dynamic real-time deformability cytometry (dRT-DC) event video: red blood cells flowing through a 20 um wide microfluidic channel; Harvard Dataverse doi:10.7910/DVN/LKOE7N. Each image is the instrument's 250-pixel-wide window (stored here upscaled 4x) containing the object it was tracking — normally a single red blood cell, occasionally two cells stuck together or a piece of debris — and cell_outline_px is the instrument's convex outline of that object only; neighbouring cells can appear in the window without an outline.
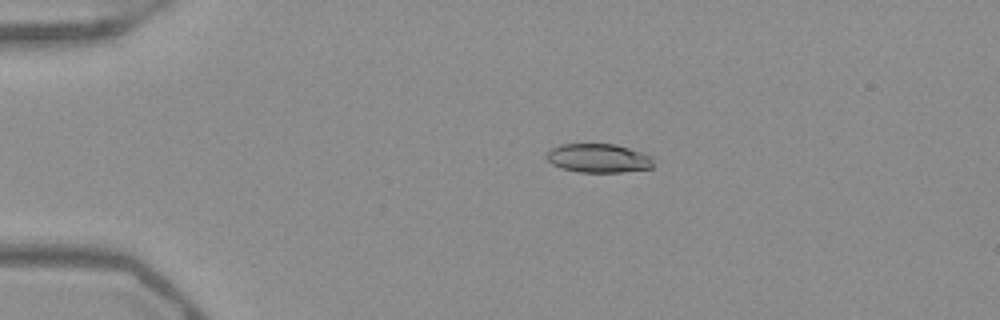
{"species": "Egyptian fruit bat (a non-hibernating species)", "species_latin": "Rousettus aegyptiacus", "temperature_condition": "warm", "stored_images_in_passage": 43, "camera_frame_rate_fps": 3000, "um_per_image_px": 0.085, "frame": {"image": 1, "passage_image": 2, "time_ms": 0.333, "image_size_px": [1000, 320], "cell_outline_px": [[652, 168], [620, 172], [580, 172], [560, 168], [552, 164], [548, 160], [548, 152], [552, 148], [560, 144], [616, 144], [652, 156]], "centroid_in_image_um": [50.87, 13.44], "position_along_channel_um": 34.1, "area_um2": 17.8}}
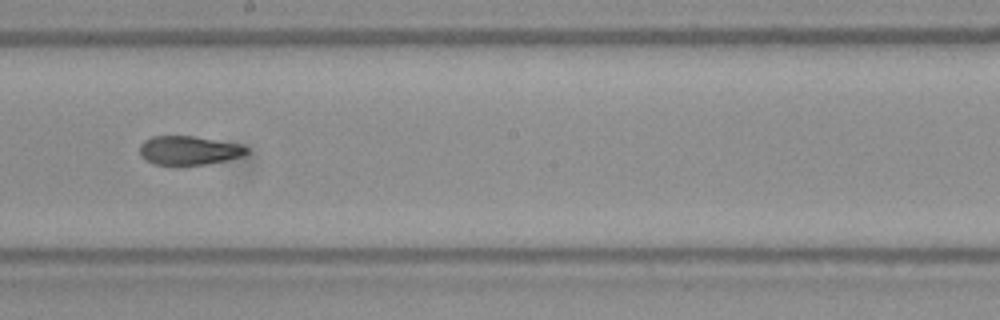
{"frame": {"image": 2, "passage_image": 21, "time_ms": 6.667, "image_size_px": [1000, 320], "cell_outline_px": [[248, 152], [244, 156], [228, 160], [208, 164], [176, 168], [152, 164], [144, 160], [140, 156], [140, 144], [144, 140], [152, 136], [192, 136], [236, 144], [248, 148]], "centroid_in_image_um": [15.98, 12.84], "position_along_channel_um": 232.2, "area_um2": 18.67}}
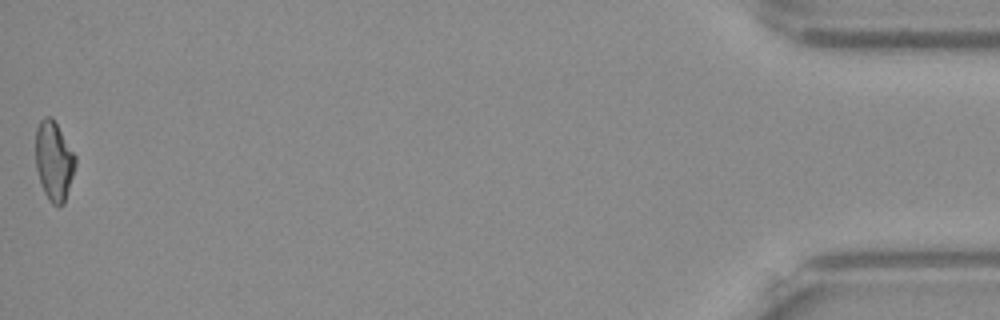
{"frame": {"image": 3, "passage_image": 43, "time_ms": 14.0, "image_size_px": [1000, 320], "cell_outline_px": [[76, 164], [64, 204], [52, 204], [48, 200], [40, 184], [36, 168], [36, 128], [40, 120], [44, 116], [52, 116], [76, 156]], "centroid_in_image_um": [4.57, 13.66], "position_along_channel_um": 430.6, "area_um2": 18.38}, "authors_computed_cell_mechanics": {"area_um2": 18.496, "velocity_mm_per_s": 3.9458, "shape_relaxation_time_tau1_ms": null, "shape_relaxation_time_tau2_ms": 1.9733, "deformation_change_tau1": null, "deformation_change_tau2": 0.0839}}